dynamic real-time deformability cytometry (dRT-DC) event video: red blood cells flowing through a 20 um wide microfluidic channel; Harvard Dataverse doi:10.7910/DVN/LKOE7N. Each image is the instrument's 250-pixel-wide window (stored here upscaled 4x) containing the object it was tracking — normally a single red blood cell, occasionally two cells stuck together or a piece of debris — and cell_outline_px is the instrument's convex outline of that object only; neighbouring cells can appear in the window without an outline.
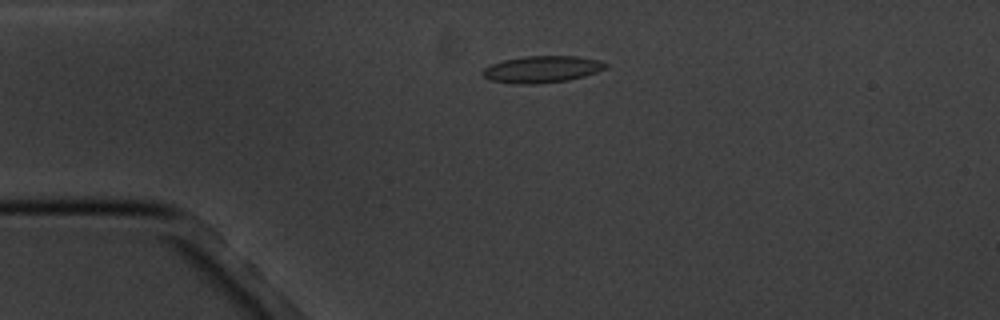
{"species": "common noctule bat (a hibernating species)", "species_latin": "Nyctalus noctula", "temperature_condition": "cold", "stored_images_in_passage": 2, "camera_frame_rate_fps": 3000, "um_per_image_px": 0.085, "animal": {"sex": "male", "body_mass_g": 20.1, "forearm_length_mm": 53.5}, "frame": {"image": 1, "passage_image": 1, "time_ms": 0.0, "image_size_px": [1000, 320], "cell_outline_px": [[608, 68], [584, 76], [568, 80], [536, 84], [516, 84], [492, 80], [484, 76], [480, 72], [484, 68], [492, 64], [504, 60], [524, 56], [576, 56], [596, 60], [608, 64]], "centroid_in_image_um": [46.07, 5.89], "position_along_channel_um": 38.9, "area_um2": 19.07}}